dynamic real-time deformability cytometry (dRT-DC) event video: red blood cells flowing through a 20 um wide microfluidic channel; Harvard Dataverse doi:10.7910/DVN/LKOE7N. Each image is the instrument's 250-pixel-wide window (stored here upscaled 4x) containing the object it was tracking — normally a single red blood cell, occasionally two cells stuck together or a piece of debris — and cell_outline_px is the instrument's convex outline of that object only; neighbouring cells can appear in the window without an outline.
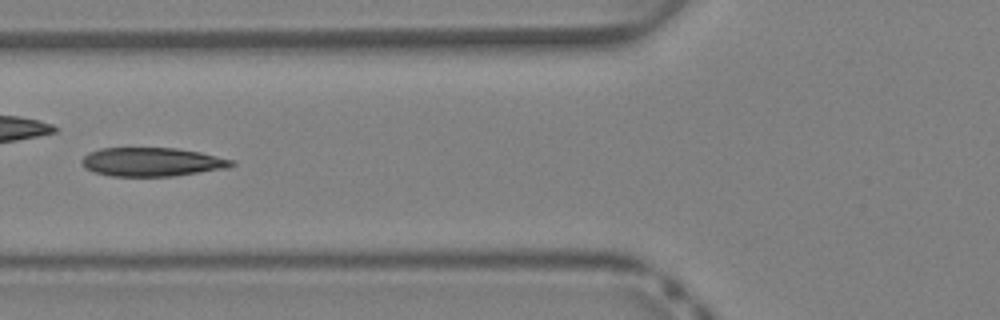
{"species": "Egyptian fruit bat (a non-hibernating species)", "species_latin": "Rousettus aegyptiacus", "temperature_condition": "warm", "stored_images_in_passage": 35, "camera_frame_rate_fps": 3000, "um_per_image_px": 0.085, "animal": {"sex": "female"}, "frame": {"image": 1, "passage_image": 11, "time_ms": 3.333, "image_size_px": [1000, 320], "cell_outline_px": [[236, 164], [228, 168], [176, 176], [112, 176], [92, 172], [84, 168], [80, 160], [88, 152], [100, 148], [176, 148], [200, 152], [236, 160]], "centroid_in_image_um": [12.93, 13.77], "position_along_channel_um": 112.9, "area_um2": 25.43}}
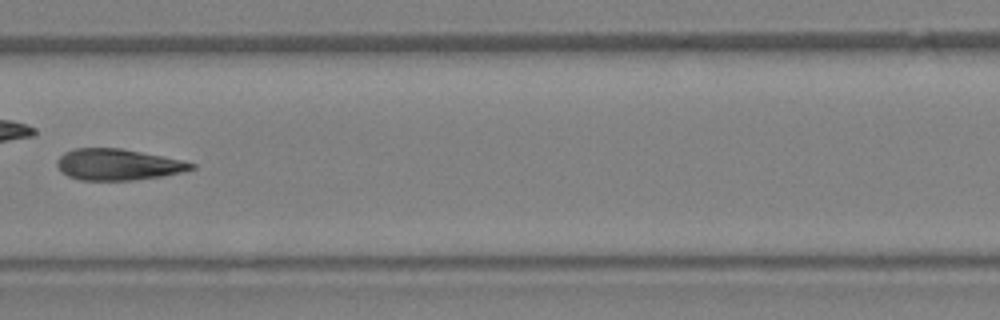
{"frame": {"image": 2, "passage_image": 16, "time_ms": 5.0, "image_size_px": [1000, 320], "cell_outline_px": [[196, 168], [184, 172], [164, 176], [136, 180], [80, 180], [68, 176], [60, 172], [56, 164], [60, 156], [64, 152], [76, 148], [120, 148], [184, 160], [196, 164]], "centroid_in_image_um": [10.05, 13.99], "position_along_channel_um": 197.3, "area_um2": 24.68}}